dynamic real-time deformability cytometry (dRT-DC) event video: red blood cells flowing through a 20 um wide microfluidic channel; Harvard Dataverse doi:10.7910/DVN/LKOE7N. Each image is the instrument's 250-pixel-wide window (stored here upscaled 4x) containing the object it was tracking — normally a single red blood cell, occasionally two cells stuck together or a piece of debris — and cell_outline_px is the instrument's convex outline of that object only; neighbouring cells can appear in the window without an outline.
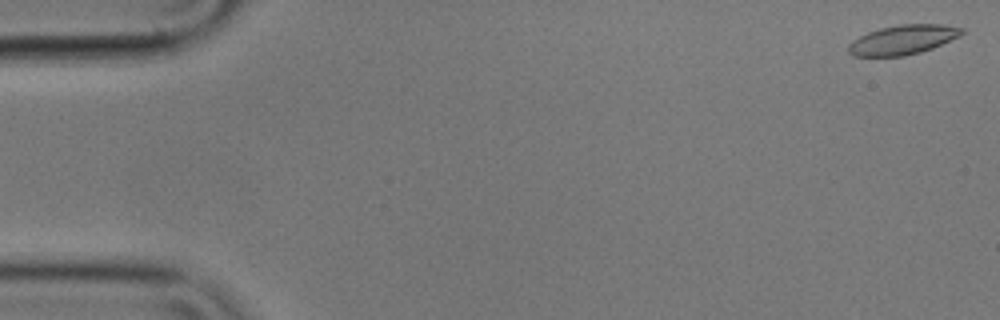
{"species": "common noctule bat (a hibernating species)", "species_latin": "Nyctalus noctula", "temperature_condition": "cold", "stored_images_in_passage": 15, "camera_frame_rate_fps": 3000, "um_per_image_px": 0.085, "animal": {"sex": "male", "body_mass_g": 17.9}, "frame": {"image": 1, "passage_image": 1, "time_ms": 0.0, "image_size_px": [1000, 320], "cell_outline_px": [[964, 32], [960, 36], [932, 48], [920, 52], [904, 56], [852, 56], [848, 52], [848, 44], [852, 40], [868, 32], [880, 28], [900, 24], [944, 24], [964, 28]], "centroid_in_image_um": [76.74, 3.37], "position_along_channel_um": 8.3, "area_um2": 19.54}}
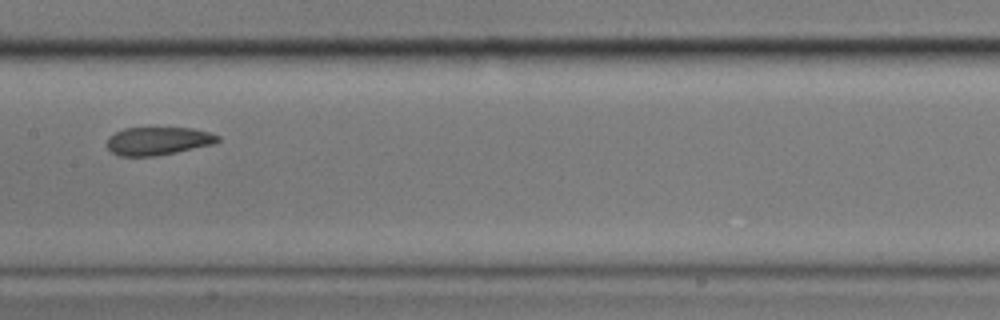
{"frame": {"image": 2, "passage_image": 8, "time_ms": 2.333, "image_size_px": [1000, 320], "cell_outline_px": [[220, 140], [212, 144], [176, 152], [156, 156], [120, 156], [112, 152], [108, 148], [108, 136], [124, 128], [192, 128], [208, 132], [220, 136]], "centroid_in_image_um": [13.42, 11.98], "position_along_channel_um": 194.0, "area_um2": 17.98}}
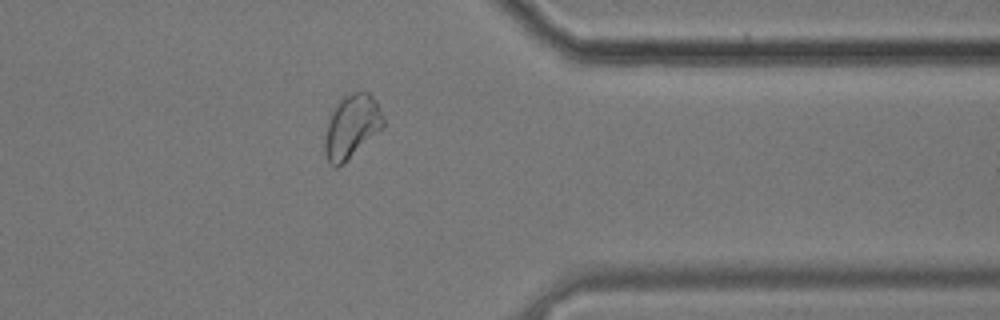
{"frame": {"image": 3, "passage_image": 13, "time_ms": 4.0, "image_size_px": [1000, 320], "cell_outline_px": [[384, 128], [344, 164], [336, 168], [328, 164], [324, 152], [324, 140], [328, 120], [332, 108], [344, 96], [352, 92], [368, 92], [376, 100], [384, 116]], "centroid_in_image_um": [29.89, 10.79], "position_along_channel_um": 381.5, "area_um2": 22.2}}